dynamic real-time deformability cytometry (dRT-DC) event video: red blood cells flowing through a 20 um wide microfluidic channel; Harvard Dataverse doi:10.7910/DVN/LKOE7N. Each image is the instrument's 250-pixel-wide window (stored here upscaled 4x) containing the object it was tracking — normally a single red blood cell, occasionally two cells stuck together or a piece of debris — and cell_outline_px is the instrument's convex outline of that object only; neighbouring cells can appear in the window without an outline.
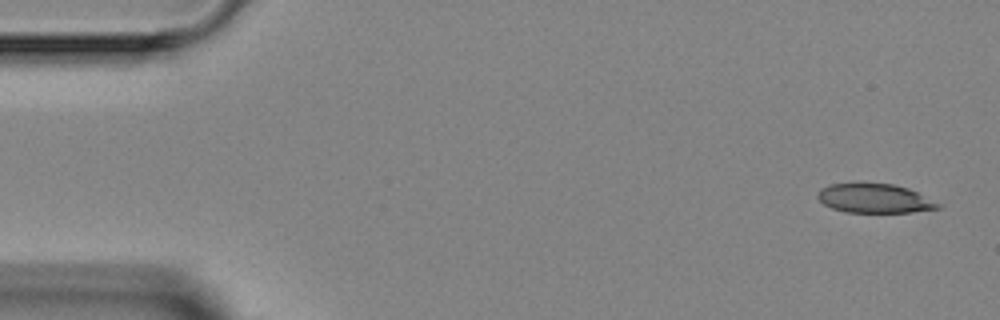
{"species": "Egyptian fruit bat (a non-hibernating species)", "species_latin": "Rousettus aegyptiacus", "temperature_condition": "room temperature", "stored_images_in_passage": 5, "camera_frame_rate_fps": 3000, "um_per_image_px": 0.085, "animal": {"sex": "female"}, "frame": {"image": 1, "passage_image": 1, "time_ms": 0.0, "image_size_px": [1000, 320], "cell_outline_px": [[944, 204], [940, 208], [912, 212], [844, 212], [832, 208], [824, 204], [816, 196], [820, 188], [828, 184], [856, 180], [860, 180], [892, 184], [908, 188]], "centroid_in_image_um": [74.31, 16.81], "position_along_channel_um": 10.7, "area_um2": 21.39}}